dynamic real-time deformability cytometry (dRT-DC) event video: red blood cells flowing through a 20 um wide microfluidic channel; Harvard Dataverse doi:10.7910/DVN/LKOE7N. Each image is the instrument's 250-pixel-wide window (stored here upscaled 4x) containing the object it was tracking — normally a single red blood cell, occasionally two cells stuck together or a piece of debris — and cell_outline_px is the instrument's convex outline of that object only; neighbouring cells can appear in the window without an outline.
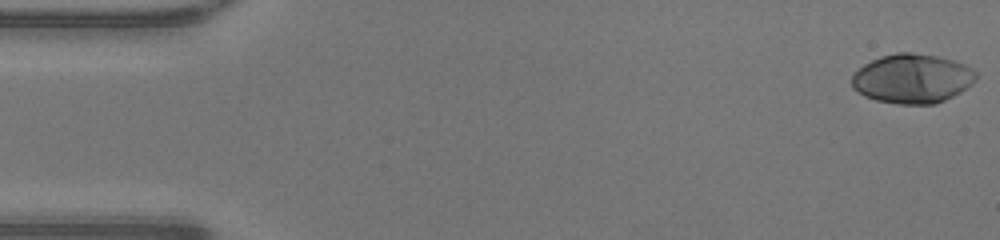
{"species": "human", "species_latin": "Homo sapiens", "temperature_condition": "warm", "stored_images_in_passage": 48, "camera_frame_rate_fps": 3000, "um_per_image_px": 0.085, "donor": {"sex": "male"}, "frame": {"image": 1, "passage_image": 1, "time_ms": 0.0, "image_size_px": [1000, 240], "cell_outline_px": [[976, 80], [972, 84], [960, 92], [936, 104], [900, 104], [876, 100], [864, 96], [852, 88], [852, 76], [864, 64], [880, 56], [896, 52], [912, 52], [936, 56], [952, 60], [964, 64], [972, 68], [976, 72]], "centroid_in_image_um": [77.54, 6.68], "position_along_channel_um": 7.5, "area_um2": 35.66}}
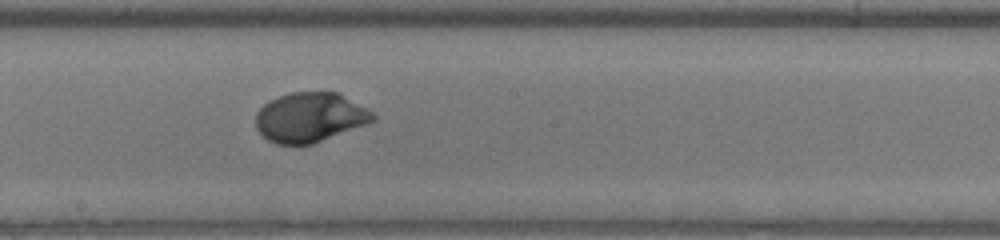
{"frame": {"image": 2, "passage_image": 26, "time_ms": 8.333, "image_size_px": [1000, 240], "cell_outline_px": [[376, 120], [368, 124], [312, 144], [276, 144], [268, 140], [256, 128], [256, 112], [268, 100], [276, 96], [292, 92], [340, 92], [372, 112], [376, 116]], "centroid_in_image_um": [26.35, 9.96], "position_along_channel_um": 221.9, "area_um2": 34.04}}
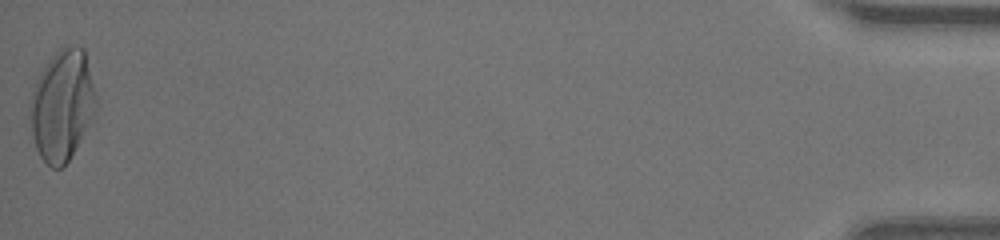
{"frame": {"image": 3, "passage_image": 48, "time_ms": 15.667, "image_size_px": [1000, 240], "cell_outline_px": [[96, 104], [68, 160], [60, 168], [52, 168], [40, 156], [36, 148], [32, 136], [28, 104], [36, 80], [40, 72], [52, 56], [64, 44], [76, 44], [84, 48], [96, 96]], "centroid_in_image_um": [5.22, 8.87], "position_along_channel_um": 430.0, "area_um2": 41.79}, "authors_computed_cell_mechanics": {"area_um2": 34.4199, "velocity_mm_per_s": 4.3101, "shape_relaxation_time_tau1_ms": 2.7712, "shape_relaxation_time_tau2_ms": null, "deformation_change_tau1": 0.2173, "deformation_change_tau2": null}}